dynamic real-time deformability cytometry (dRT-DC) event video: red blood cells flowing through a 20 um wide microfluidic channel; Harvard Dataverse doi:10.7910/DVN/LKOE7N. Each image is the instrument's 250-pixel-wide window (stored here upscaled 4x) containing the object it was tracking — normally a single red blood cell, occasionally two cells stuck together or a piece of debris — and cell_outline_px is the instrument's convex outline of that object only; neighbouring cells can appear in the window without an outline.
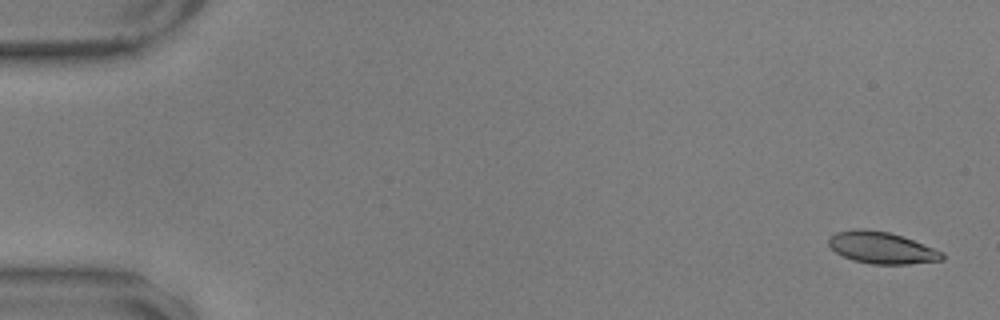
{"species": "common noctule bat (a hibernating species)", "species_latin": "Nyctalus noctula", "temperature_condition": "warm", "stored_images_in_passage": 57, "camera_frame_rate_fps": 3000, "um_per_image_px": 0.085, "animal": {"sex": "male", "body_mass_g": 17.9, "forearm_length_mm": 54.2}, "frame": {"image": 1, "passage_image": 2, "time_ms": 0.333, "image_size_px": [1000, 320], "cell_outline_px": [[944, 260], [908, 264], [872, 264], [852, 260], [836, 252], [828, 244], [828, 240], [836, 232], [856, 228], [864, 228], [888, 232], [912, 240], [944, 252]], "centroid_in_image_um": [74.94, 21.06], "position_along_channel_um": 10.1, "area_um2": 20.87}}
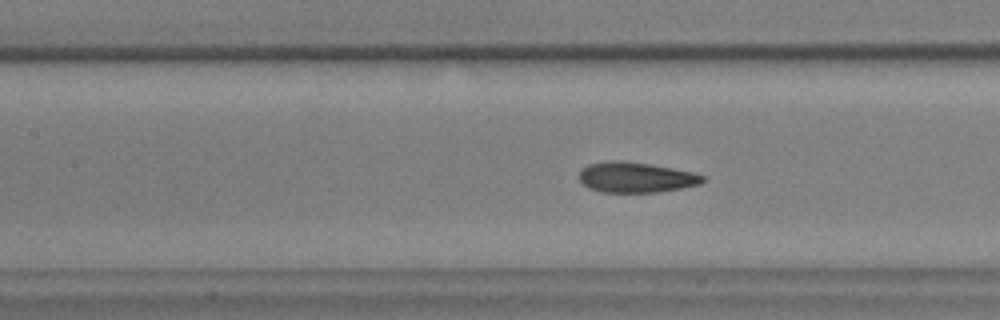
{"frame": {"image": 2, "passage_image": 26, "time_ms": 8.333, "image_size_px": [1000, 320], "cell_outline_px": [[704, 180], [700, 184], [680, 188], [656, 192], [604, 192], [588, 188], [580, 180], [580, 172], [588, 164], [612, 160], [620, 160], [648, 164], [672, 168], [692, 172], [704, 176]], "centroid_in_image_um": [54.04, 15.07], "position_along_channel_um": 153.4, "area_um2": 21.56}}
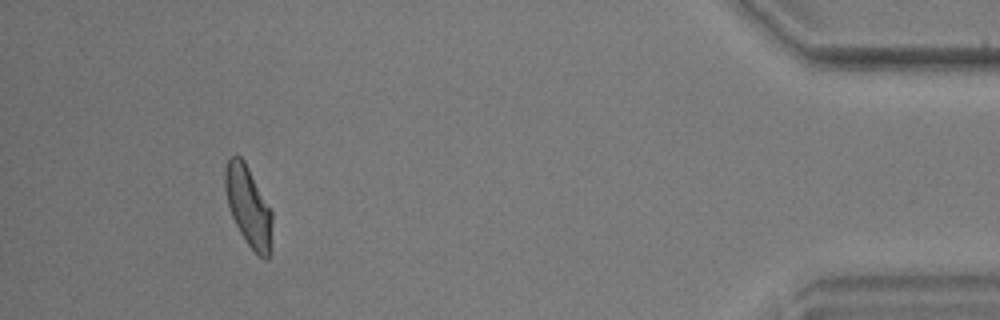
{"frame": {"image": 3, "passage_image": 53, "time_ms": 17.333, "image_size_px": [1000, 320], "cell_outline_px": [[272, 224], [268, 260], [264, 260], [244, 240], [232, 216], [228, 204], [224, 188], [224, 172], [228, 160], [236, 152], [244, 160], [272, 212]], "centroid_in_image_um": [21.09, 17.5], "position_along_channel_um": 414.1, "area_um2": 21.68}, "authors_computed_cell_mechanics": {"area_um2": 22.253, "velocity_mm_per_s": 3.5482, "shape_relaxation_time_tau1_ms": 5.4068, "shape_relaxation_time_tau2_ms": 1.4208, "deformation_change_tau1": 0.1521, "deformation_change_tau2": 0.085}}